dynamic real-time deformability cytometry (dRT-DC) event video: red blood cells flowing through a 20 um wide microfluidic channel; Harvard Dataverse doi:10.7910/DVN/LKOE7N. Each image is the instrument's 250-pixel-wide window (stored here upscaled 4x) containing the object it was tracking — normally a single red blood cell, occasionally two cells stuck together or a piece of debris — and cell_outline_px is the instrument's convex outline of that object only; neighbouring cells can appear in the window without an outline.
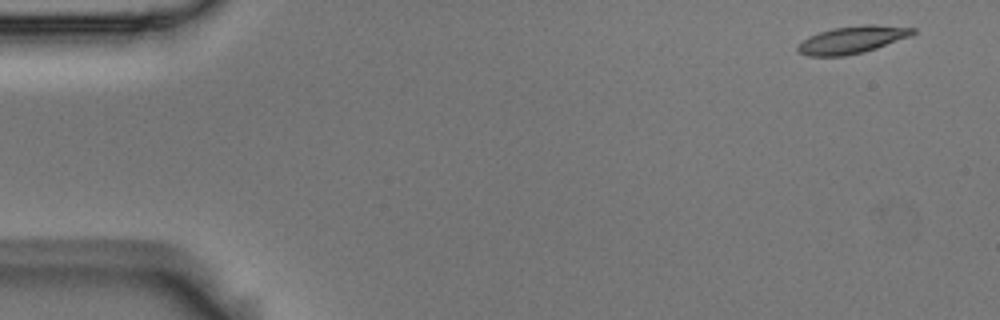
{"species": "Egyptian fruit bat (a non-hibernating species)", "species_latin": "Rousettus aegyptiacus", "temperature_condition": "room temperature", "stored_images_in_passage": 5, "camera_frame_rate_fps": 3000, "um_per_image_px": 0.085, "animal": {"sex": "male"}, "frame": {"image": 1, "passage_image": 1, "time_ms": 0.0, "image_size_px": [1000, 320], "cell_outline_px": [[916, 32], [912, 36], [876, 48], [844, 56], [808, 56], [800, 52], [796, 48], [808, 36], [832, 28], [864, 24], [876, 24], [916, 28]], "centroid_in_image_um": [72.48, 3.36], "position_along_channel_um": 12.5, "area_um2": 18.26}}